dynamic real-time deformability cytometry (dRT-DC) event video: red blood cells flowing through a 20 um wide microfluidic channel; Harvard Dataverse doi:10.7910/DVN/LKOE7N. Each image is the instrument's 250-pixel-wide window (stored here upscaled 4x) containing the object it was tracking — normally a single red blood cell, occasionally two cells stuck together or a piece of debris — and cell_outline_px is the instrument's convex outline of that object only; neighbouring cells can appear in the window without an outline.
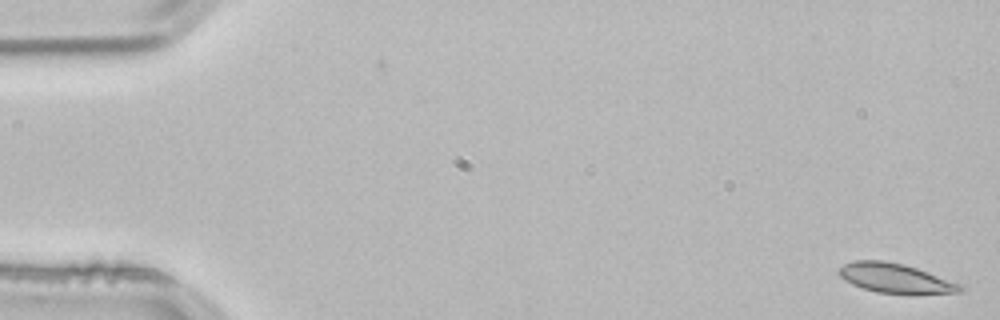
{"species": "common noctule bat (a hibernating species)", "species_latin": "Nyctalus noctula", "temperature_condition": "room temperature", "stored_images_in_passage": 54, "camera_frame_rate_fps": 3000, "um_per_image_px": 0.085, "animal": {"sex": "male", "body_mass_g": 21.5, "forearm_length_mm": 52.0}, "frame": {"image": 1, "passage_image": 1, "time_ms": 0.0, "image_size_px": [1000, 320], "cell_outline_px": [[964, 292], [912, 296], [876, 292], [852, 284], [844, 280], [836, 272], [836, 268], [852, 260], [884, 260], [904, 264], [928, 272], [960, 284], [964, 288]], "centroid_in_image_um": [76.11, 23.68], "position_along_channel_um": 8.9, "area_um2": 21.62}}